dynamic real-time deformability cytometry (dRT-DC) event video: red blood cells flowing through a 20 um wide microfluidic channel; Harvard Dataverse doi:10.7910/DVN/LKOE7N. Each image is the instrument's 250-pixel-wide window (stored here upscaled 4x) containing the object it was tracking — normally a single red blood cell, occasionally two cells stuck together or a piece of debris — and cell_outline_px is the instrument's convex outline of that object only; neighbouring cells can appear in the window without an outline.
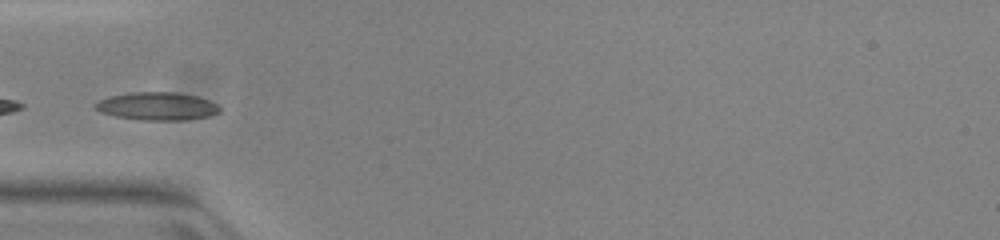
{"species": "common noctule bat (a hibernating species)", "species_latin": "Nyctalus noctula", "temperature_condition": "warm", "stored_images_in_passage": 14, "camera_frame_rate_fps": 3000, "um_per_image_px": 0.085, "animal": {"sex": "female", "body_mass_g": 23.0, "forearm_length_mm": 53.4}, "frame": {"image": 1, "passage_image": 1, "time_ms": 0.0, "image_size_px": [1000, 240], "cell_outline_px": [[220, 112], [208, 116], [184, 120], [144, 120], [116, 116], [104, 112], [96, 108], [92, 104], [108, 96], [128, 92], [176, 92], [196, 96], [208, 100], [216, 104], [220, 108]], "centroid_in_image_um": [13.35, 9.01], "position_along_channel_um": 71.6, "area_um2": 20.11}}
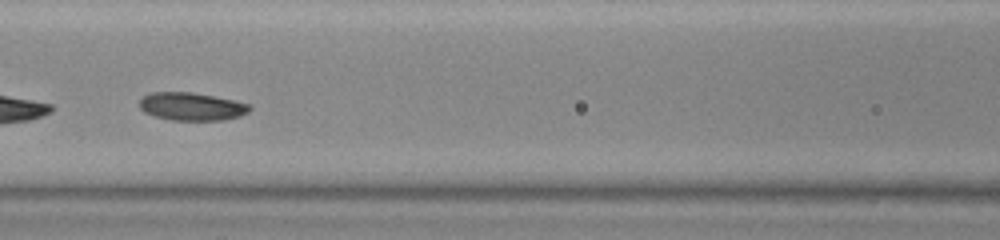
{"frame": {"image": 2, "passage_image": 7, "time_ms": 2.0, "image_size_px": [1000, 240], "cell_outline_px": [[252, 108], [248, 112], [240, 116], [224, 120], [172, 120], [156, 116], [144, 112], [140, 108], [140, 100], [144, 96], [152, 92], [192, 92], [232, 100], [248, 104]], "centroid_in_image_um": [16.29, 9.05], "position_along_channel_um": 150.3, "area_um2": 17.74}}
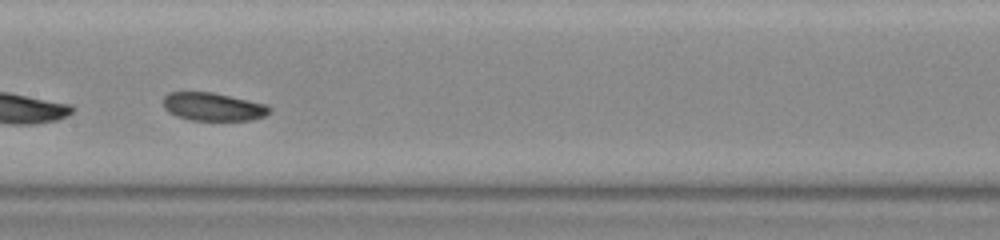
{"frame": {"image": 3, "passage_image": 10, "time_ms": 3.0, "image_size_px": [1000, 240], "cell_outline_px": [[272, 108], [264, 116], [252, 120], [192, 120], [176, 116], [168, 112], [164, 108], [164, 96], [168, 92], [212, 92], [268, 104]], "centroid_in_image_um": [18.12, 9.07], "position_along_channel_um": 189.3, "area_um2": 17.46}}